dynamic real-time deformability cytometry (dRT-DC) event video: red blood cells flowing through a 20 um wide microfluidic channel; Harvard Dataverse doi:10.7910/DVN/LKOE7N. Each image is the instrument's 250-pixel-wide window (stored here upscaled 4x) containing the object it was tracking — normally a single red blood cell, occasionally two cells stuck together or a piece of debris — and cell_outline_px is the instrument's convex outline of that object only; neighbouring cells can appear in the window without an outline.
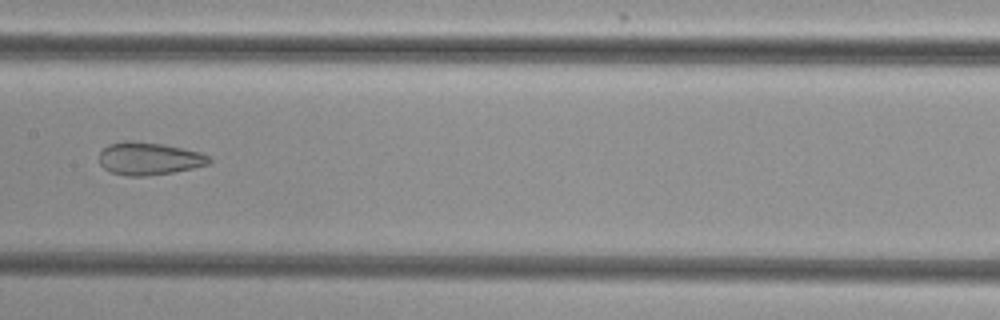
{"species": "common noctule bat (a hibernating species)", "species_latin": "Nyctalus noctula", "temperature_condition": "cold", "stored_images_in_passage": 9, "camera_frame_rate_fps": 3000, "um_per_image_px": 0.085, "animal": {"sex": "female", "body_mass_g": 29.2, "forearm_length_mm": 56.3}, "frame": {"image": 1, "passage_image": 8, "time_ms": 8.333, "image_size_px": [1000, 320], "cell_outline_px": [[212, 160], [208, 164], [192, 168], [172, 172], [144, 176], [128, 176], [112, 172], [104, 168], [100, 164], [100, 152], [108, 144], [124, 140], [132, 140], [164, 144], [200, 152], [208, 156]], "centroid_in_image_um": [12.65, 13.46], "position_along_channel_um": 194.8, "area_um2": 20.87}}
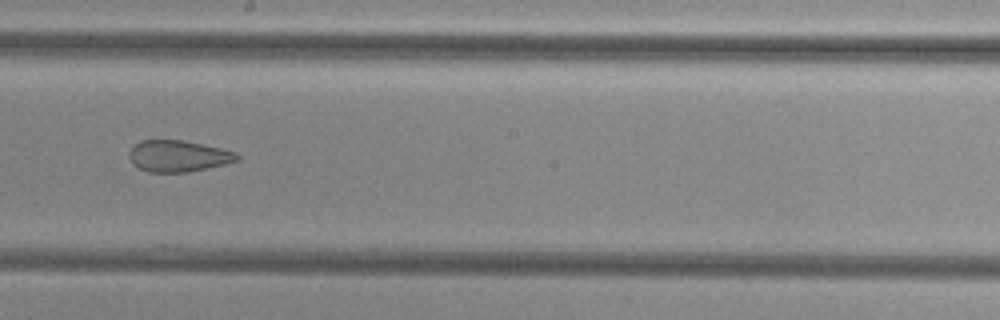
{"frame": {"image": 2, "passage_image": 9, "time_ms": 9.333, "image_size_px": [1000, 320], "cell_outline_px": [[240, 160], [224, 164], [188, 172], [148, 172], [132, 164], [128, 156], [128, 152], [140, 140], [180, 140], [220, 148], [236, 152], [240, 156]], "centroid_in_image_um": [15.13, 13.27], "position_along_channel_um": 233.1, "area_um2": 19.65}}